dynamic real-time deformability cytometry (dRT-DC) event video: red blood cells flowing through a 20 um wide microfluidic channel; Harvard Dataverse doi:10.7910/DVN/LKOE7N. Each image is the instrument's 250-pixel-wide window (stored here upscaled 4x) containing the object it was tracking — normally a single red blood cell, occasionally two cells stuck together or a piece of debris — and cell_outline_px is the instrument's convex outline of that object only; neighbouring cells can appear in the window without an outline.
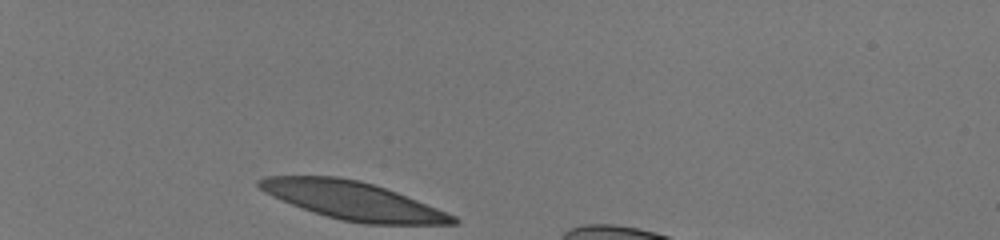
{"species": "human", "species_latin": "Homo sapiens", "temperature_condition": "room temperature", "stored_images_in_passage": 32, "camera_frame_rate_fps": 3000, "um_per_image_px": 0.085, "donor": {"sex": "male"}, "frame": {"image": 1, "passage_image": 1, "time_ms": 0.0, "image_size_px": [1000, 240], "cell_outline_px": [[460, 220], [456, 224], [368, 224], [344, 220], [328, 216], [292, 204], [272, 196], [264, 192], [256, 184], [256, 180], [268, 176], [336, 176], [360, 180], [396, 192], [456, 216]], "centroid_in_image_um": [29.99, 17.04], "position_along_channel_um": 55.0, "area_um2": 42.25}}
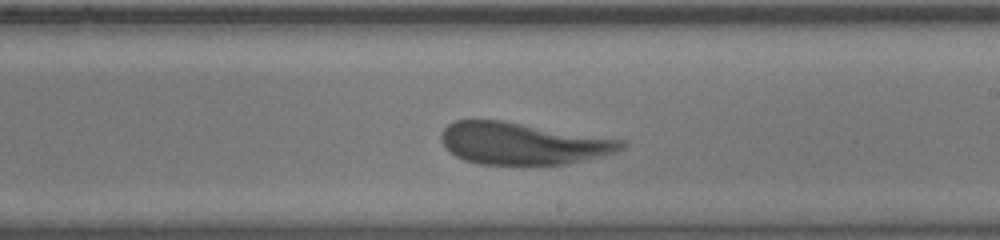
{"frame": {"image": 2, "passage_image": 19, "time_ms": 6.0, "image_size_px": [1000, 240], "cell_outline_px": [[628, 144], [624, 148], [600, 156], [564, 164], [480, 164], [464, 160], [456, 156], [440, 140], [440, 132], [448, 124], [456, 120], [504, 120], [624, 140]], "centroid_in_image_um": [44.41, 12.18], "position_along_channel_um": 244.6, "area_um2": 43.81}}
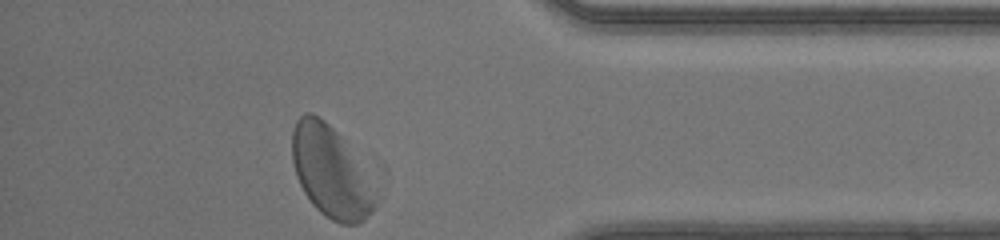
{"frame": {"image": 3, "passage_image": 32, "time_ms": 10.333, "image_size_px": [1000, 240], "cell_outline_px": [[376, 204], [372, 212], [364, 220], [356, 224], [340, 224], [332, 220], [320, 212], [312, 204], [304, 192], [296, 176], [292, 160], [292, 132], [296, 120], [304, 112], [312, 112], [324, 120], [336, 132]], "centroid_in_image_um": [27.93, 14.63], "position_along_channel_um": 407.3, "area_um2": 41.38}, "authors_computed_cell_mechanics": {"area_um2": 44.6505, "velocity_mm_per_s": 4.03, "shape_relaxation_time_tau1_ms": 2.3608, "shape_relaxation_time_tau2_ms": 0.9379, "deformation_change_tau1": 0.1292, "deformation_change_tau2": 0.0939}}